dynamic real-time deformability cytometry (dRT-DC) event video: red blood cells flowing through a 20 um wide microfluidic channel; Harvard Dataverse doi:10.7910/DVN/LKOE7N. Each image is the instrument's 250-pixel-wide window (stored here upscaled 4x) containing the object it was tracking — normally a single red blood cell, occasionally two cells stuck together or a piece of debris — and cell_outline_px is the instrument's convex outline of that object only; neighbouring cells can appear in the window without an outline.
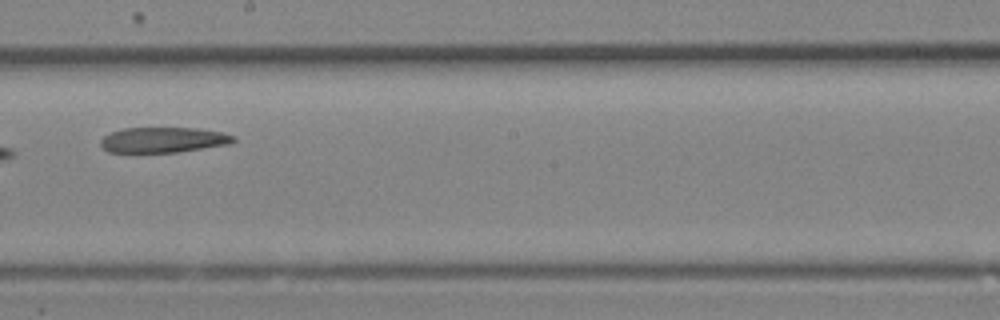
{"species": "Egyptian fruit bat (a non-hibernating species)", "species_latin": "Rousettus aegyptiacus", "temperature_condition": "room temperature", "stored_images_in_passage": 19, "camera_frame_rate_fps": 3000, "um_per_image_px": 0.085, "animal": {"sex": "female"}, "frame": {"image": 1, "passage_image": 11, "time_ms": 3.333, "image_size_px": [1000, 320], "cell_outline_px": [[236, 140], [232, 144], [176, 152], [108, 152], [100, 144], [100, 140], [104, 136], [112, 132], [124, 128], [196, 128], [220, 132], [236, 136]], "centroid_in_image_um": [13.91, 11.89], "position_along_channel_um": 234.3, "area_um2": 19.59}}